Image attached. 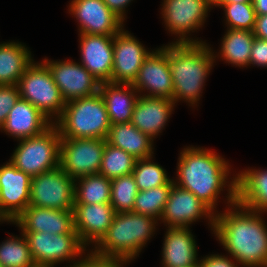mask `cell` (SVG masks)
<instances>
[{
	"mask_svg": "<svg viewBox=\"0 0 267 267\" xmlns=\"http://www.w3.org/2000/svg\"><path fill=\"white\" fill-rule=\"evenodd\" d=\"M22 237L9 238L0 244V265L2 267H36L29 243L23 233Z\"/></svg>",
	"mask_w": 267,
	"mask_h": 267,
	"instance_id": "obj_32",
	"label": "cell"
},
{
	"mask_svg": "<svg viewBox=\"0 0 267 267\" xmlns=\"http://www.w3.org/2000/svg\"><path fill=\"white\" fill-rule=\"evenodd\" d=\"M22 232L77 233L74 211L28 206L13 222Z\"/></svg>",
	"mask_w": 267,
	"mask_h": 267,
	"instance_id": "obj_19",
	"label": "cell"
},
{
	"mask_svg": "<svg viewBox=\"0 0 267 267\" xmlns=\"http://www.w3.org/2000/svg\"><path fill=\"white\" fill-rule=\"evenodd\" d=\"M200 261V267H238L236 262H233L228 258V256H222L218 254H213L208 257H204Z\"/></svg>",
	"mask_w": 267,
	"mask_h": 267,
	"instance_id": "obj_39",
	"label": "cell"
},
{
	"mask_svg": "<svg viewBox=\"0 0 267 267\" xmlns=\"http://www.w3.org/2000/svg\"><path fill=\"white\" fill-rule=\"evenodd\" d=\"M197 250L189 227H168L163 242V267L200 266Z\"/></svg>",
	"mask_w": 267,
	"mask_h": 267,
	"instance_id": "obj_23",
	"label": "cell"
},
{
	"mask_svg": "<svg viewBox=\"0 0 267 267\" xmlns=\"http://www.w3.org/2000/svg\"><path fill=\"white\" fill-rule=\"evenodd\" d=\"M114 35L80 34L81 64L100 82H111Z\"/></svg>",
	"mask_w": 267,
	"mask_h": 267,
	"instance_id": "obj_20",
	"label": "cell"
},
{
	"mask_svg": "<svg viewBox=\"0 0 267 267\" xmlns=\"http://www.w3.org/2000/svg\"><path fill=\"white\" fill-rule=\"evenodd\" d=\"M211 6H219L222 2H223V0H206Z\"/></svg>",
	"mask_w": 267,
	"mask_h": 267,
	"instance_id": "obj_43",
	"label": "cell"
},
{
	"mask_svg": "<svg viewBox=\"0 0 267 267\" xmlns=\"http://www.w3.org/2000/svg\"><path fill=\"white\" fill-rule=\"evenodd\" d=\"M132 86L138 91L149 90L143 96L173 99V81L169 67V45L150 52L144 59Z\"/></svg>",
	"mask_w": 267,
	"mask_h": 267,
	"instance_id": "obj_14",
	"label": "cell"
},
{
	"mask_svg": "<svg viewBox=\"0 0 267 267\" xmlns=\"http://www.w3.org/2000/svg\"><path fill=\"white\" fill-rule=\"evenodd\" d=\"M17 86L20 98L34 105L50 121V118H54L53 115L57 116L55 121L61 116L66 102L44 62L33 61L19 79Z\"/></svg>",
	"mask_w": 267,
	"mask_h": 267,
	"instance_id": "obj_7",
	"label": "cell"
},
{
	"mask_svg": "<svg viewBox=\"0 0 267 267\" xmlns=\"http://www.w3.org/2000/svg\"><path fill=\"white\" fill-rule=\"evenodd\" d=\"M157 219L134 212L116 213L106 235L94 246V254L127 262L141 252L155 231Z\"/></svg>",
	"mask_w": 267,
	"mask_h": 267,
	"instance_id": "obj_4",
	"label": "cell"
},
{
	"mask_svg": "<svg viewBox=\"0 0 267 267\" xmlns=\"http://www.w3.org/2000/svg\"><path fill=\"white\" fill-rule=\"evenodd\" d=\"M106 142L123 149L136 159L153 156V139L141 132L131 122L111 125Z\"/></svg>",
	"mask_w": 267,
	"mask_h": 267,
	"instance_id": "obj_26",
	"label": "cell"
},
{
	"mask_svg": "<svg viewBox=\"0 0 267 267\" xmlns=\"http://www.w3.org/2000/svg\"><path fill=\"white\" fill-rule=\"evenodd\" d=\"M267 67V40L255 37L252 45L249 65Z\"/></svg>",
	"mask_w": 267,
	"mask_h": 267,
	"instance_id": "obj_38",
	"label": "cell"
},
{
	"mask_svg": "<svg viewBox=\"0 0 267 267\" xmlns=\"http://www.w3.org/2000/svg\"><path fill=\"white\" fill-rule=\"evenodd\" d=\"M253 34L257 38L267 40V15H256Z\"/></svg>",
	"mask_w": 267,
	"mask_h": 267,
	"instance_id": "obj_41",
	"label": "cell"
},
{
	"mask_svg": "<svg viewBox=\"0 0 267 267\" xmlns=\"http://www.w3.org/2000/svg\"><path fill=\"white\" fill-rule=\"evenodd\" d=\"M228 186L227 211L215 214V236L244 267H267V226L260 212L250 210L237 202V177ZM234 208V209H233Z\"/></svg>",
	"mask_w": 267,
	"mask_h": 267,
	"instance_id": "obj_1",
	"label": "cell"
},
{
	"mask_svg": "<svg viewBox=\"0 0 267 267\" xmlns=\"http://www.w3.org/2000/svg\"><path fill=\"white\" fill-rule=\"evenodd\" d=\"M88 256L82 258L80 261H73V266L70 267H123L124 263L126 264L127 261L121 259H113V258H106L101 257L94 254L91 250ZM122 264V265H121Z\"/></svg>",
	"mask_w": 267,
	"mask_h": 267,
	"instance_id": "obj_37",
	"label": "cell"
},
{
	"mask_svg": "<svg viewBox=\"0 0 267 267\" xmlns=\"http://www.w3.org/2000/svg\"><path fill=\"white\" fill-rule=\"evenodd\" d=\"M32 62L30 50L23 44H0V85H17Z\"/></svg>",
	"mask_w": 267,
	"mask_h": 267,
	"instance_id": "obj_27",
	"label": "cell"
},
{
	"mask_svg": "<svg viewBox=\"0 0 267 267\" xmlns=\"http://www.w3.org/2000/svg\"><path fill=\"white\" fill-rule=\"evenodd\" d=\"M31 177L9 159L0 167V220L14 222L29 206Z\"/></svg>",
	"mask_w": 267,
	"mask_h": 267,
	"instance_id": "obj_12",
	"label": "cell"
},
{
	"mask_svg": "<svg viewBox=\"0 0 267 267\" xmlns=\"http://www.w3.org/2000/svg\"><path fill=\"white\" fill-rule=\"evenodd\" d=\"M106 139L61 138L60 167L74 180L99 173Z\"/></svg>",
	"mask_w": 267,
	"mask_h": 267,
	"instance_id": "obj_10",
	"label": "cell"
},
{
	"mask_svg": "<svg viewBox=\"0 0 267 267\" xmlns=\"http://www.w3.org/2000/svg\"><path fill=\"white\" fill-rule=\"evenodd\" d=\"M30 206L74 210L75 180L60 166L31 178Z\"/></svg>",
	"mask_w": 267,
	"mask_h": 267,
	"instance_id": "obj_8",
	"label": "cell"
},
{
	"mask_svg": "<svg viewBox=\"0 0 267 267\" xmlns=\"http://www.w3.org/2000/svg\"><path fill=\"white\" fill-rule=\"evenodd\" d=\"M49 68L64 101L92 96L99 92L100 82L82 65L71 60L43 61Z\"/></svg>",
	"mask_w": 267,
	"mask_h": 267,
	"instance_id": "obj_13",
	"label": "cell"
},
{
	"mask_svg": "<svg viewBox=\"0 0 267 267\" xmlns=\"http://www.w3.org/2000/svg\"><path fill=\"white\" fill-rule=\"evenodd\" d=\"M223 2L244 3V2H252V0H223Z\"/></svg>",
	"mask_w": 267,
	"mask_h": 267,
	"instance_id": "obj_44",
	"label": "cell"
},
{
	"mask_svg": "<svg viewBox=\"0 0 267 267\" xmlns=\"http://www.w3.org/2000/svg\"><path fill=\"white\" fill-rule=\"evenodd\" d=\"M136 161L133 155L106 142L99 174L110 180L132 174Z\"/></svg>",
	"mask_w": 267,
	"mask_h": 267,
	"instance_id": "obj_30",
	"label": "cell"
},
{
	"mask_svg": "<svg viewBox=\"0 0 267 267\" xmlns=\"http://www.w3.org/2000/svg\"><path fill=\"white\" fill-rule=\"evenodd\" d=\"M214 52L204 43H170L169 67L173 81V102L188 101L194 106L202 93L215 61Z\"/></svg>",
	"mask_w": 267,
	"mask_h": 267,
	"instance_id": "obj_3",
	"label": "cell"
},
{
	"mask_svg": "<svg viewBox=\"0 0 267 267\" xmlns=\"http://www.w3.org/2000/svg\"><path fill=\"white\" fill-rule=\"evenodd\" d=\"M236 177L237 202L253 211H267V170L246 169Z\"/></svg>",
	"mask_w": 267,
	"mask_h": 267,
	"instance_id": "obj_25",
	"label": "cell"
},
{
	"mask_svg": "<svg viewBox=\"0 0 267 267\" xmlns=\"http://www.w3.org/2000/svg\"><path fill=\"white\" fill-rule=\"evenodd\" d=\"M28 240L36 267H54L65 260L70 262L86 250L77 233L50 234L22 232Z\"/></svg>",
	"mask_w": 267,
	"mask_h": 267,
	"instance_id": "obj_9",
	"label": "cell"
},
{
	"mask_svg": "<svg viewBox=\"0 0 267 267\" xmlns=\"http://www.w3.org/2000/svg\"><path fill=\"white\" fill-rule=\"evenodd\" d=\"M19 141L10 161L31 178L60 166L61 136L54 124L40 135Z\"/></svg>",
	"mask_w": 267,
	"mask_h": 267,
	"instance_id": "obj_6",
	"label": "cell"
},
{
	"mask_svg": "<svg viewBox=\"0 0 267 267\" xmlns=\"http://www.w3.org/2000/svg\"><path fill=\"white\" fill-rule=\"evenodd\" d=\"M174 105L173 100L168 98L141 96L140 94L130 122L154 139L170 118Z\"/></svg>",
	"mask_w": 267,
	"mask_h": 267,
	"instance_id": "obj_21",
	"label": "cell"
},
{
	"mask_svg": "<svg viewBox=\"0 0 267 267\" xmlns=\"http://www.w3.org/2000/svg\"><path fill=\"white\" fill-rule=\"evenodd\" d=\"M52 123L34 105L19 98L0 129L20 140L42 134Z\"/></svg>",
	"mask_w": 267,
	"mask_h": 267,
	"instance_id": "obj_22",
	"label": "cell"
},
{
	"mask_svg": "<svg viewBox=\"0 0 267 267\" xmlns=\"http://www.w3.org/2000/svg\"><path fill=\"white\" fill-rule=\"evenodd\" d=\"M69 12L80 23V34L110 36L123 28V21L103 0H72Z\"/></svg>",
	"mask_w": 267,
	"mask_h": 267,
	"instance_id": "obj_17",
	"label": "cell"
},
{
	"mask_svg": "<svg viewBox=\"0 0 267 267\" xmlns=\"http://www.w3.org/2000/svg\"><path fill=\"white\" fill-rule=\"evenodd\" d=\"M148 50L122 28L113 38V66L111 83L133 84Z\"/></svg>",
	"mask_w": 267,
	"mask_h": 267,
	"instance_id": "obj_15",
	"label": "cell"
},
{
	"mask_svg": "<svg viewBox=\"0 0 267 267\" xmlns=\"http://www.w3.org/2000/svg\"><path fill=\"white\" fill-rule=\"evenodd\" d=\"M19 98L17 85H0V128Z\"/></svg>",
	"mask_w": 267,
	"mask_h": 267,
	"instance_id": "obj_36",
	"label": "cell"
},
{
	"mask_svg": "<svg viewBox=\"0 0 267 267\" xmlns=\"http://www.w3.org/2000/svg\"><path fill=\"white\" fill-rule=\"evenodd\" d=\"M139 190L133 174L111 180V206L116 213L133 212Z\"/></svg>",
	"mask_w": 267,
	"mask_h": 267,
	"instance_id": "obj_34",
	"label": "cell"
},
{
	"mask_svg": "<svg viewBox=\"0 0 267 267\" xmlns=\"http://www.w3.org/2000/svg\"><path fill=\"white\" fill-rule=\"evenodd\" d=\"M152 157L137 159L133 169L137 188L139 191L155 188L160 185H173L174 180L168 178L162 166L151 162Z\"/></svg>",
	"mask_w": 267,
	"mask_h": 267,
	"instance_id": "obj_33",
	"label": "cell"
},
{
	"mask_svg": "<svg viewBox=\"0 0 267 267\" xmlns=\"http://www.w3.org/2000/svg\"><path fill=\"white\" fill-rule=\"evenodd\" d=\"M256 15H267V0H252Z\"/></svg>",
	"mask_w": 267,
	"mask_h": 267,
	"instance_id": "obj_42",
	"label": "cell"
},
{
	"mask_svg": "<svg viewBox=\"0 0 267 267\" xmlns=\"http://www.w3.org/2000/svg\"><path fill=\"white\" fill-rule=\"evenodd\" d=\"M132 84L100 83L99 93L104 99L111 125L129 123L139 95Z\"/></svg>",
	"mask_w": 267,
	"mask_h": 267,
	"instance_id": "obj_24",
	"label": "cell"
},
{
	"mask_svg": "<svg viewBox=\"0 0 267 267\" xmlns=\"http://www.w3.org/2000/svg\"><path fill=\"white\" fill-rule=\"evenodd\" d=\"M56 122V123H55ZM53 124L61 138L106 139L111 126L103 97L98 92L66 103Z\"/></svg>",
	"mask_w": 267,
	"mask_h": 267,
	"instance_id": "obj_5",
	"label": "cell"
},
{
	"mask_svg": "<svg viewBox=\"0 0 267 267\" xmlns=\"http://www.w3.org/2000/svg\"><path fill=\"white\" fill-rule=\"evenodd\" d=\"M211 150L188 147L181 151L174 184L190 191L213 212L218 195L225 188L229 163Z\"/></svg>",
	"mask_w": 267,
	"mask_h": 267,
	"instance_id": "obj_2",
	"label": "cell"
},
{
	"mask_svg": "<svg viewBox=\"0 0 267 267\" xmlns=\"http://www.w3.org/2000/svg\"><path fill=\"white\" fill-rule=\"evenodd\" d=\"M211 5L206 0H164L162 16L169 32L179 35L172 43H204L189 39L187 33L203 25Z\"/></svg>",
	"mask_w": 267,
	"mask_h": 267,
	"instance_id": "obj_11",
	"label": "cell"
},
{
	"mask_svg": "<svg viewBox=\"0 0 267 267\" xmlns=\"http://www.w3.org/2000/svg\"><path fill=\"white\" fill-rule=\"evenodd\" d=\"M108 8L116 14L123 22L125 19V7L131 2V0H103ZM133 1V0H132Z\"/></svg>",
	"mask_w": 267,
	"mask_h": 267,
	"instance_id": "obj_40",
	"label": "cell"
},
{
	"mask_svg": "<svg viewBox=\"0 0 267 267\" xmlns=\"http://www.w3.org/2000/svg\"><path fill=\"white\" fill-rule=\"evenodd\" d=\"M215 214L193 193L173 184L160 219L164 224L167 223V227H188L206 216L210 220L211 228L214 229Z\"/></svg>",
	"mask_w": 267,
	"mask_h": 267,
	"instance_id": "obj_16",
	"label": "cell"
},
{
	"mask_svg": "<svg viewBox=\"0 0 267 267\" xmlns=\"http://www.w3.org/2000/svg\"><path fill=\"white\" fill-rule=\"evenodd\" d=\"M254 38L253 31L228 29L222 39L220 58L239 67L248 66Z\"/></svg>",
	"mask_w": 267,
	"mask_h": 267,
	"instance_id": "obj_28",
	"label": "cell"
},
{
	"mask_svg": "<svg viewBox=\"0 0 267 267\" xmlns=\"http://www.w3.org/2000/svg\"><path fill=\"white\" fill-rule=\"evenodd\" d=\"M219 6L225 9L227 29L254 30L256 13L252 2H222Z\"/></svg>",
	"mask_w": 267,
	"mask_h": 267,
	"instance_id": "obj_35",
	"label": "cell"
},
{
	"mask_svg": "<svg viewBox=\"0 0 267 267\" xmlns=\"http://www.w3.org/2000/svg\"><path fill=\"white\" fill-rule=\"evenodd\" d=\"M73 211L74 228L85 247L102 240L116 214L111 204H74Z\"/></svg>",
	"mask_w": 267,
	"mask_h": 267,
	"instance_id": "obj_18",
	"label": "cell"
},
{
	"mask_svg": "<svg viewBox=\"0 0 267 267\" xmlns=\"http://www.w3.org/2000/svg\"><path fill=\"white\" fill-rule=\"evenodd\" d=\"M74 190L75 204L111 203V180L99 173L75 179Z\"/></svg>",
	"mask_w": 267,
	"mask_h": 267,
	"instance_id": "obj_29",
	"label": "cell"
},
{
	"mask_svg": "<svg viewBox=\"0 0 267 267\" xmlns=\"http://www.w3.org/2000/svg\"><path fill=\"white\" fill-rule=\"evenodd\" d=\"M171 189L172 185H160L139 191L135 198L133 212L160 220Z\"/></svg>",
	"mask_w": 267,
	"mask_h": 267,
	"instance_id": "obj_31",
	"label": "cell"
}]
</instances>
